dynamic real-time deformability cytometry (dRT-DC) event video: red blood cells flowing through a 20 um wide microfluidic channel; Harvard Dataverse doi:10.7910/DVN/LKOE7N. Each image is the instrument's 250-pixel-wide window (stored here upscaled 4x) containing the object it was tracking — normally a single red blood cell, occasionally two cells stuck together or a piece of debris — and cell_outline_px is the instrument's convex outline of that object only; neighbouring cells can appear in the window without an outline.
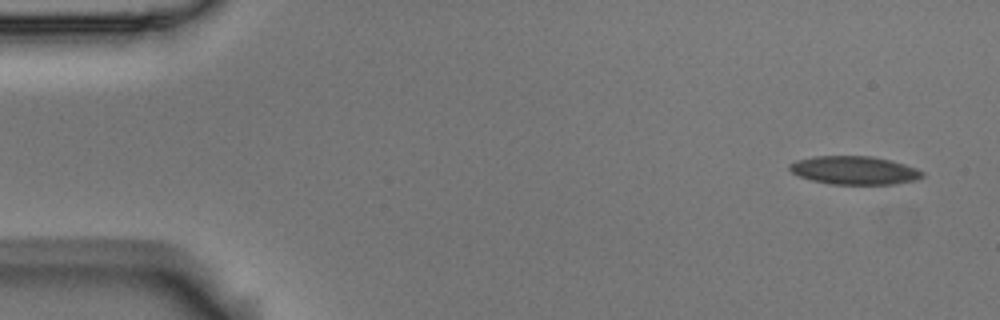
{"species": "Egyptian fruit bat (a non-hibernating species)", "species_latin": "Rousettus aegyptiacus", "temperature_condition": "room temperature", "stored_images_in_passage": 4, "camera_frame_rate_fps": 3000, "um_per_image_px": 0.085, "animal": {"sex": "male"}, "frame": {"image": 1, "passage_image": 1, "time_ms": 0.0, "image_size_px": [1000, 320], "cell_outline_px": [[924, 176], [916, 180], [896, 184], [832, 184], [812, 180], [800, 176], [792, 172], [788, 168], [788, 164], [796, 160], [812, 156], [872, 156], [904, 164], [916, 168], [924, 172]], "centroid_in_image_um": [72.61, 14.47], "position_along_channel_um": 12.4, "area_um2": 21.91}}
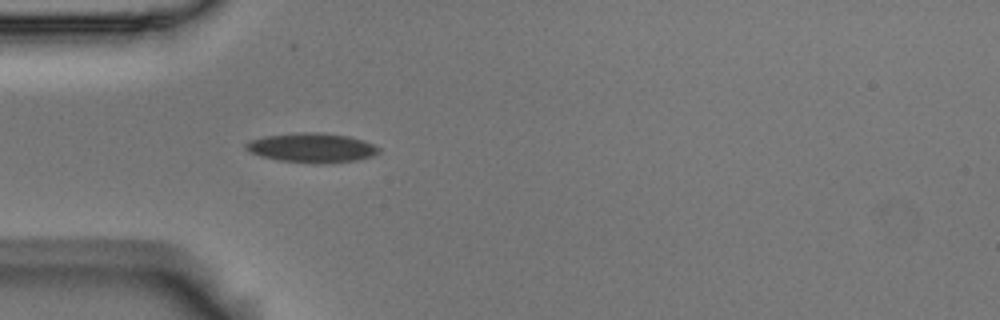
{"frame": {"image": 2, "passage_image": 4, "time_ms": 1.0, "image_size_px": [1000, 320], "cell_outline_px": [[380, 152], [372, 156], [356, 160], [320, 164], [312, 164], [280, 160], [260, 156], [248, 152], [244, 148], [244, 144], [252, 140], [264, 136], [296, 132], [324, 132], [348, 136], [364, 140], [380, 148]], "centroid_in_image_um": [26.49, 12.56], "position_along_channel_um": 58.5, "area_um2": 23.06}}